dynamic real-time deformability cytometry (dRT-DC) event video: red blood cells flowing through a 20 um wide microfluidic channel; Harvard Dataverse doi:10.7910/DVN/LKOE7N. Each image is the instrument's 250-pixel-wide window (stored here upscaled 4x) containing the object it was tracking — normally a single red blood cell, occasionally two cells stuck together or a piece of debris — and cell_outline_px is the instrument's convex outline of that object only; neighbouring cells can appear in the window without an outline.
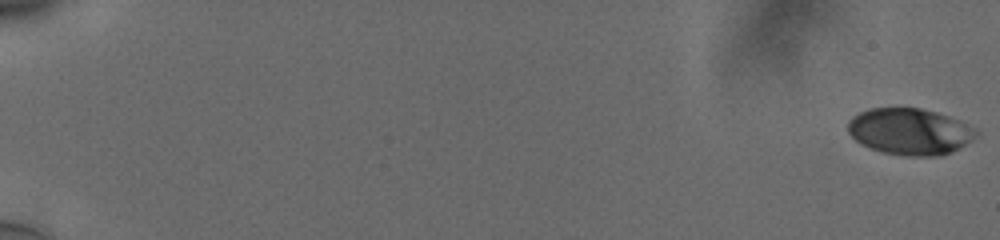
{"species": "human", "species_latin": "Homo sapiens", "temperature_condition": "cold", "stored_images_in_passage": 58, "camera_frame_rate_fps": 3000, "um_per_image_px": 0.085, "donor": {"sex": "male"}, "frame": {"image": 1, "passage_image": 1, "time_ms": 0.0, "image_size_px": [1000, 240], "cell_outline_px": [[980, 132], [972, 140], [960, 148], [952, 152], [940, 156], [904, 156], [884, 152], [860, 144], [848, 132], [848, 120], [852, 116], [868, 108], [920, 108], [936, 112], [948, 116], [976, 128]], "centroid_in_image_um": [77.35, 11.18], "position_along_channel_um": 7.7, "area_um2": 34.85}}
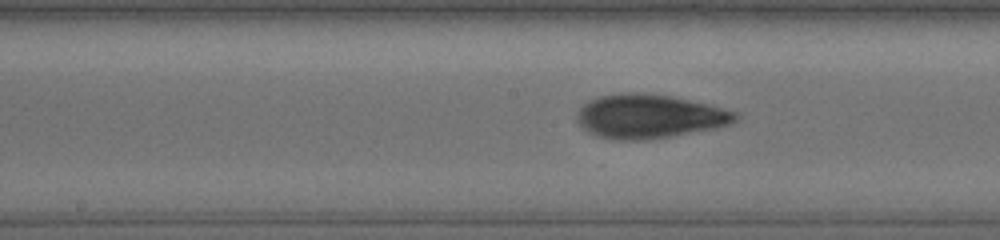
{"frame": {"image": 2, "passage_image": 33, "time_ms": 10.667, "image_size_px": [1000, 240], "cell_outline_px": [[740, 116], [732, 124], [716, 128], [672, 136], [648, 140], [612, 140], [596, 136], [588, 132], [580, 124], [576, 116], [580, 108], [588, 100], [600, 96], [624, 92], [640, 92], [672, 96], [708, 104], [736, 112]], "centroid_in_image_um": [55.19, 9.89], "position_along_channel_um": 193.0, "area_um2": 40.81}}
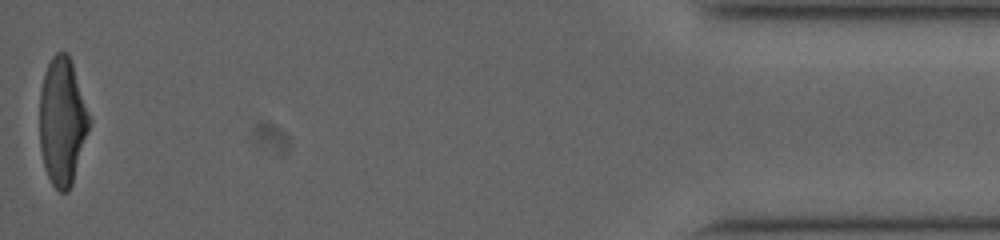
{"frame": {"image": 3, "passage_image": 58, "time_ms": 19.0, "image_size_px": [1000, 240], "cell_outline_px": [[92, 124], [72, 184], [68, 192], [60, 192], [52, 184], [44, 168], [40, 148], [40, 92], [44, 72], [52, 56], [56, 52], [68, 52], [92, 120]], "centroid_in_image_um": [5.31, 10.33], "position_along_channel_um": 429.9, "area_um2": 37.34}, "authors_computed_cell_mechanics": {"area_um2": 37.6567, "velocity_mm_per_s": 3.7722, "shape_relaxation_time_tau1_ms": 4.1879, "shape_relaxation_time_tau2_ms": 1.511, "deformation_change_tau1": 0.1777, "deformation_change_tau2": 0.0828}}